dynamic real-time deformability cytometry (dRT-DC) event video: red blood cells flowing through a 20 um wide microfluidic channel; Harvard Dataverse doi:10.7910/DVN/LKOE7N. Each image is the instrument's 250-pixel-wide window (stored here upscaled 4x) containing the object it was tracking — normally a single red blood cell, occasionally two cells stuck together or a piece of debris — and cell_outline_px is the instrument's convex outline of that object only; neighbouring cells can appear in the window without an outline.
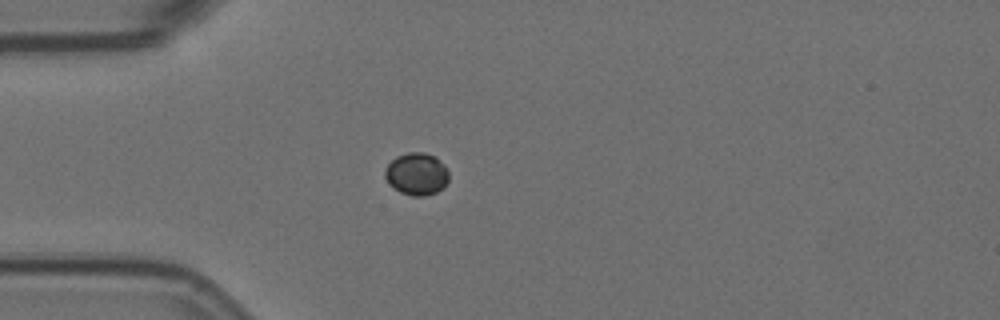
{"species": "Egyptian fruit bat (a non-hibernating species)", "species_latin": "Rousettus aegyptiacus", "temperature_condition": "room temperature", "stored_images_in_passage": 1, "camera_frame_rate_fps": 3000, "um_per_image_px": 0.085, "animal": {"sex": "female"}, "frame": {"image": 1, "passage_image": 1, "time_ms": 0.0, "image_size_px": [1000, 320], "cell_outline_px": [[448, 180], [436, 192], [424, 196], [412, 196], [400, 192], [384, 176], [384, 168], [396, 156], [408, 152], [424, 152], [436, 156], [444, 164], [448, 172]], "centroid_in_image_um": [35.41, 14.76], "position_along_channel_um": 49.6, "area_um2": 15.61}}